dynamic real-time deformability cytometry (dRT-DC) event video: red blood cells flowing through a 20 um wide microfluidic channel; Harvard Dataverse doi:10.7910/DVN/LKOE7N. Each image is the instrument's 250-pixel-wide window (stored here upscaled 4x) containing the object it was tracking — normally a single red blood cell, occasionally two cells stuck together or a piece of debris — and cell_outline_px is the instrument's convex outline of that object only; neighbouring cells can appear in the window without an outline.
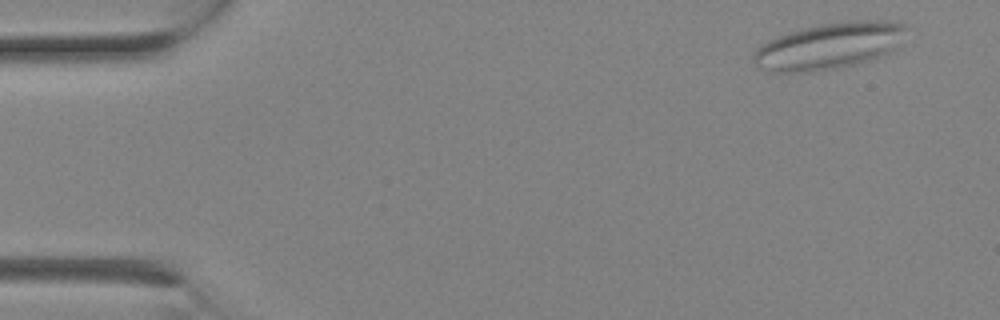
{"species": "Egyptian fruit bat (a non-hibernating species)", "species_latin": "Rousettus aegyptiacus", "temperature_condition": "room temperature", "stored_images_in_passage": 2, "camera_frame_rate_fps": 3000, "um_per_image_px": 0.085, "animal": {"sex": "female"}, "frame": {"image": 1, "passage_image": 2, "time_ms": 0.333, "image_size_px": [1000, 320], "cell_outline_px": [[908, 24], [896, 48], [888, 56], [856, 64], [836, 68], [812, 72], [768, 72], [756, 68], [752, 60], [752, 56], [756, 48], [760, 44], [768, 40], [788, 32], [804, 28], [824, 24], [856, 20], [896, 20]], "centroid_in_image_um": [70.48, 3.92], "position_along_channel_um": 14.5, "area_um2": 42.02}}